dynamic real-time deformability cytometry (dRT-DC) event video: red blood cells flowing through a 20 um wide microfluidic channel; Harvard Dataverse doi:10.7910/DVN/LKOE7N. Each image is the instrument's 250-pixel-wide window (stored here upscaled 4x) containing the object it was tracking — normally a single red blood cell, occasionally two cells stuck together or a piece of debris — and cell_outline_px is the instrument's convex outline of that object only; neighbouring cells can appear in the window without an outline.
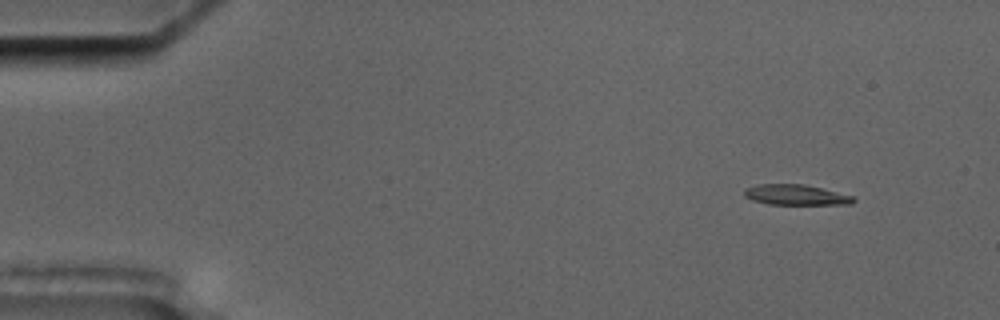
{"species": "common noctule bat (a hibernating species)", "species_latin": "Nyctalus noctula", "temperature_condition": "cold", "stored_images_in_passage": 5, "camera_frame_rate_fps": 3000, "um_per_image_px": 0.085, "animal": {"sex": "male", "body_mass_g": 17.5, "forearm_length_mm": 52.3}, "frame": {"image": 1, "passage_image": 2, "time_ms": 1.0, "image_size_px": [1000, 320], "cell_outline_px": [[856, 200], [852, 204], [768, 204], [752, 200], [744, 196], [744, 192], [748, 188], [756, 184], [804, 184], [852, 196]], "centroid_in_image_um": [67.62, 16.56], "position_along_channel_um": 17.4, "area_um2": 12.77}}
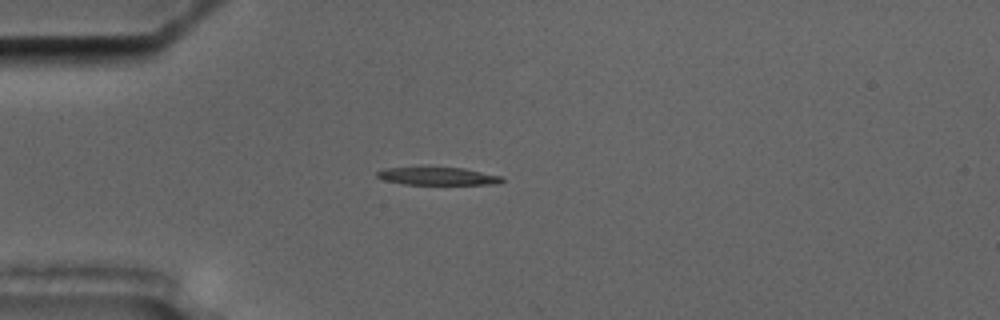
{"frame": {"image": 2, "passage_image": 5, "time_ms": 4.333, "image_size_px": [1000, 320], "cell_outline_px": [[504, 180], [496, 184], [404, 184], [384, 180], [376, 176], [376, 172], [384, 168], [464, 168], [500, 176]], "centroid_in_image_um": [37.18, 14.98], "position_along_channel_um": 47.8, "area_um2": 12.6}}